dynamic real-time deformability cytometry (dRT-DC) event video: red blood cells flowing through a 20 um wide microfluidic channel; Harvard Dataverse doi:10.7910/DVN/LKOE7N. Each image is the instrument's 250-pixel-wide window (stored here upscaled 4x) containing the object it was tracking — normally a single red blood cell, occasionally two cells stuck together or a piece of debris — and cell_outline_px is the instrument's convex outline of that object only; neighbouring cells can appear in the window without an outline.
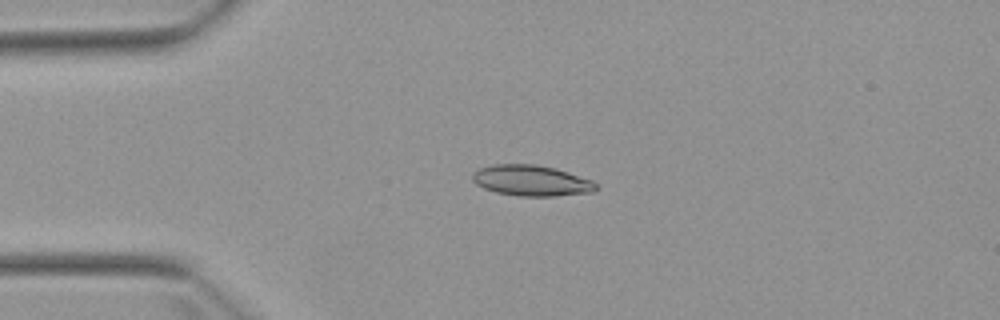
{"species": "Egyptian fruit bat (a non-hibernating species)", "species_latin": "Rousettus aegyptiacus", "temperature_condition": "warm", "stored_images_in_passage": 5, "camera_frame_rate_fps": 3000, "um_per_image_px": 0.085, "animal": {"sex": "female"}, "frame": {"image": 1, "passage_image": 4, "time_ms": 3.667, "image_size_px": [1000, 320], "cell_outline_px": [[596, 188], [592, 192], [556, 196], [516, 196], [496, 192], [484, 188], [476, 184], [472, 180], [472, 172], [480, 168], [492, 164], [536, 164], [556, 168], [592, 180], [596, 184]], "centroid_in_image_um": [45.14, 15.34], "position_along_channel_um": 39.9, "area_um2": 22.25}}